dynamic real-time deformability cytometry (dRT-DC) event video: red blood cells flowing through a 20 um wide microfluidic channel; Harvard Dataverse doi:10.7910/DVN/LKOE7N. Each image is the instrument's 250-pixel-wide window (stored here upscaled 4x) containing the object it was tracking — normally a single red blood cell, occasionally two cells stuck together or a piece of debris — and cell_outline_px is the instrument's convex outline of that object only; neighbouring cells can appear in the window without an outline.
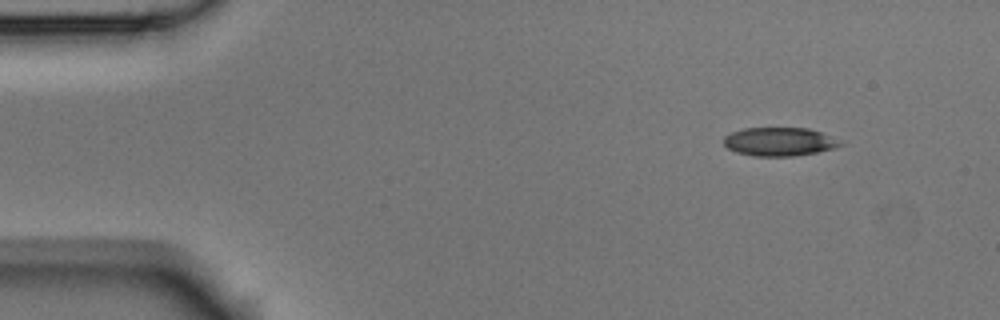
{"species": "Egyptian fruit bat (a non-hibernating species)", "species_latin": "Rousettus aegyptiacus", "temperature_condition": "room temperature", "stored_images_in_passage": 3, "camera_frame_rate_fps": 3000, "um_per_image_px": 0.085, "animal": {"sex": "male"}, "frame": {"image": 1, "passage_image": 3, "time_ms": 0.667, "image_size_px": [1000, 320], "cell_outline_px": [[844, 144], [836, 148], [816, 152], [792, 156], [752, 156], [736, 152], [728, 148], [724, 144], [724, 136], [732, 132], [744, 128], [808, 128], [844, 140]], "centroid_in_image_um": [66.29, 12.04], "position_along_channel_um": 18.7, "area_um2": 19.54}}